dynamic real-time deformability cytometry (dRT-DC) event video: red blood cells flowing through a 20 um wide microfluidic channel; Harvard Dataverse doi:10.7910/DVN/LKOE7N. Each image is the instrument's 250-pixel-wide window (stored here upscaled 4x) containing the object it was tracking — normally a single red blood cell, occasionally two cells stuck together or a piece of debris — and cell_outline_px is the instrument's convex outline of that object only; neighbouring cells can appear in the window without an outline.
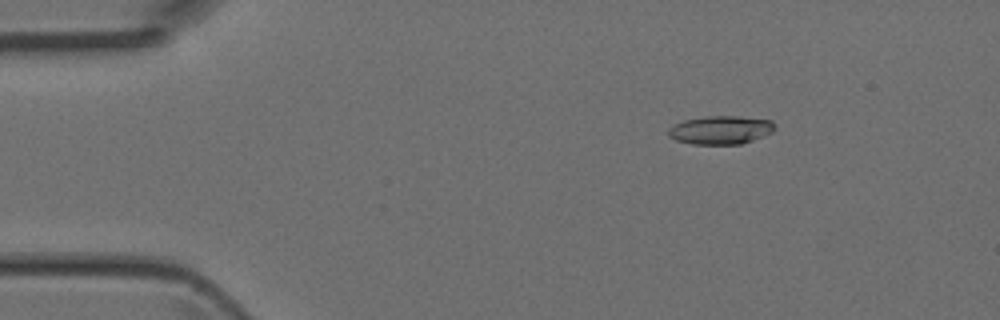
{"species": "Egyptian fruit bat (a non-hibernating species)", "species_latin": "Rousettus aegyptiacus", "temperature_condition": "room temperature", "stored_images_in_passage": 4, "camera_frame_rate_fps": 3000, "um_per_image_px": 0.085, "animal": {"sex": "female"}, "frame": {"image": 1, "passage_image": 2, "time_ms": 0.333, "image_size_px": [1000, 320], "cell_outline_px": [[776, 128], [772, 132], [764, 136], [740, 144], [692, 144], [676, 140], [668, 136], [668, 128], [684, 120], [704, 116], [740, 116], [772, 120], [776, 124]], "centroid_in_image_um": [61.28, 11.04], "position_along_channel_um": 23.7, "area_um2": 17.74}}